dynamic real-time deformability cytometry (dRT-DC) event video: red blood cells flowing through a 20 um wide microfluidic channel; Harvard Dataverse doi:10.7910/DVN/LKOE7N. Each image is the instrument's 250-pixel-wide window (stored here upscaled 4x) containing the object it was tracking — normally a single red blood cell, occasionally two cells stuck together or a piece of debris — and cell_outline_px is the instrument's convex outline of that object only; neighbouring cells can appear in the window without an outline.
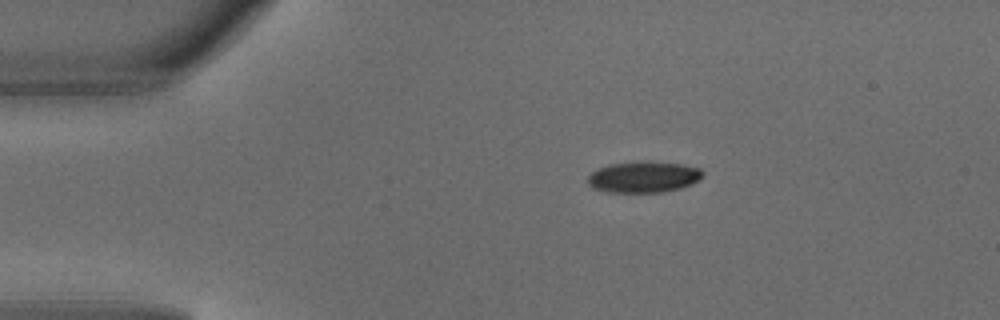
{"species": "common noctule bat (a hibernating species)", "species_latin": "Nyctalus noctula", "temperature_condition": "warm", "stored_images_in_passage": 3, "camera_frame_rate_fps": 3000, "um_per_image_px": 0.085, "animal": {"sex": "male", "body_mass_g": 18.8}, "frame": {"image": 1, "passage_image": 1, "time_ms": 0.0, "image_size_px": [1000, 320], "cell_outline_px": [[704, 176], [692, 184], [680, 188], [660, 192], [608, 192], [592, 188], [588, 184], [588, 176], [592, 172], [608, 164], [680, 164], [700, 168], [704, 172]], "centroid_in_image_um": [54.71, 15.09], "position_along_channel_um": 30.3, "area_um2": 20.0}}